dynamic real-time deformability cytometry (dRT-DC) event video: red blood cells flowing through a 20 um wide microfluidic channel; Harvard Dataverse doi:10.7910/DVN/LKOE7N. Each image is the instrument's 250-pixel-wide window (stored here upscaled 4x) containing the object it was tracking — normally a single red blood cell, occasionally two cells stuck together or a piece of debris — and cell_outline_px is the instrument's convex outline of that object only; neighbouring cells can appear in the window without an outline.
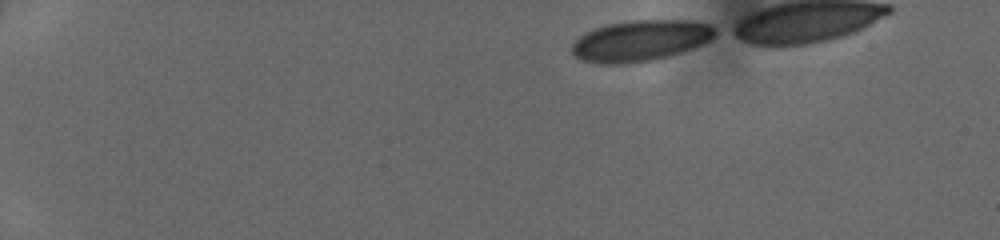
{"species": "human", "species_latin": "Homo sapiens", "temperature_condition": "cold", "stored_images_in_passage": 39, "camera_frame_rate_fps": 3000, "um_per_image_px": 0.085, "donor": {"sex": "female"}, "frame": {"image": 1, "passage_image": 1, "time_ms": 0.0, "image_size_px": [1000, 240], "cell_outline_px": [[720, 32], [708, 40], [692, 48], [668, 56], [652, 60], [624, 64], [600, 64], [580, 60], [572, 52], [572, 44], [584, 32], [608, 24], [632, 20], [692, 20], [708, 24], [716, 28]], "centroid_in_image_um": [54.43, 3.45], "position_along_channel_um": 30.6, "area_um2": 34.22}}
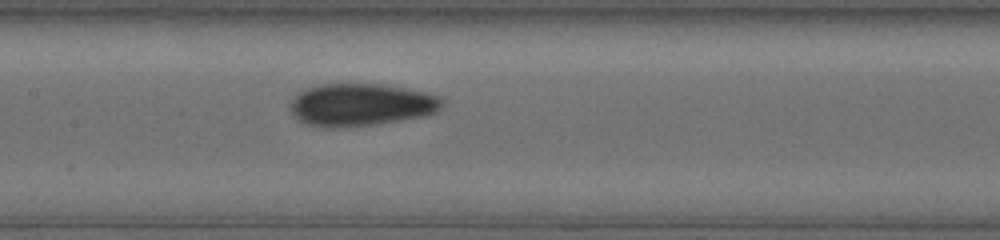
{"frame": {"image": 2, "passage_image": 19, "time_ms": 6.0, "image_size_px": [1000, 240], "cell_outline_px": [[444, 100], [440, 108], [436, 112], [420, 116], [372, 124], [308, 124], [300, 120], [292, 112], [292, 100], [296, 92], [320, 84], [380, 84], [428, 92], [440, 96]], "centroid_in_image_um": [30.74, 8.83], "position_along_channel_um": 176.7, "area_um2": 36.13}}
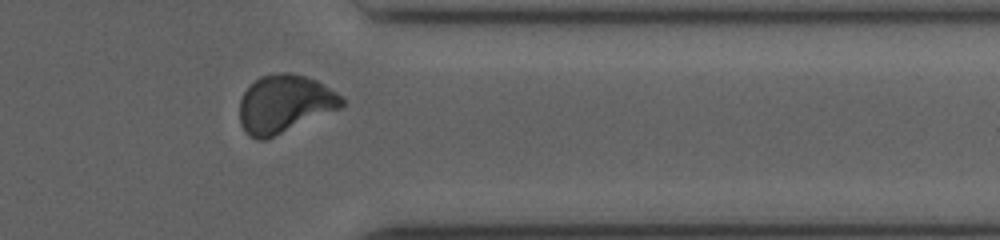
{"frame": {"image": 3, "passage_image": 34, "time_ms": 11.0, "image_size_px": [1000, 240], "cell_outline_px": [[344, 104], [340, 108], [264, 140], [256, 140], [248, 136], [240, 124], [240, 100], [244, 92], [260, 76], [280, 72], [288, 72], [304, 76], [316, 80], [324, 84], [344, 96]], "centroid_in_image_um": [24.19, 8.82], "position_along_channel_um": 387.2, "area_um2": 34.33}}